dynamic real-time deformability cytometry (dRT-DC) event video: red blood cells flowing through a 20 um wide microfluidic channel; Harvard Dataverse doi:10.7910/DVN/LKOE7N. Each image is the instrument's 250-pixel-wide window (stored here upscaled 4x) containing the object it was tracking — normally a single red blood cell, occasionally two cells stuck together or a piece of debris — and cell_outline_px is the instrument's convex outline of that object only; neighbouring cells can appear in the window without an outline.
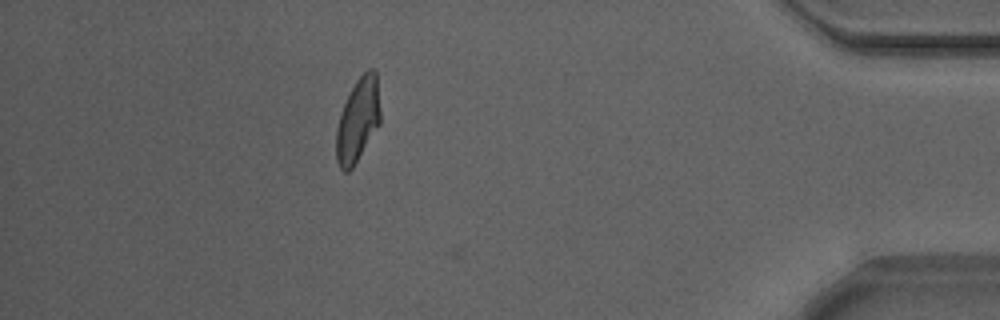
{"species": "Egyptian fruit bat (a non-hibernating species)", "species_latin": "Rousettus aegyptiacus", "temperature_condition": "warm", "stored_images_in_passage": 35, "camera_frame_rate_fps": 3000, "um_per_image_px": 0.085, "animal": {"sex": "male"}, "frame": {"image": 1, "passage_image": 34, "time_ms": 11.0, "image_size_px": [1000, 320], "cell_outline_px": [[380, 124], [352, 168], [348, 172], [344, 172], [340, 168], [336, 160], [336, 128], [340, 112], [356, 80], [368, 68], [372, 68], [376, 72], [380, 108]], "centroid_in_image_um": [30.41, 10.21], "position_along_channel_um": 404.8, "area_um2": 21.5}, "authors_computed_cell_mechanics": {"area_um2": 21.5594, "velocity_mm_per_s": 3.855, "shape_relaxation_time_tau1_ms": 7.5258, "shape_relaxation_time_tau2_ms": 1.2323, "deformation_change_tau1": 0.2311, "deformation_change_tau2": 0.0725}}